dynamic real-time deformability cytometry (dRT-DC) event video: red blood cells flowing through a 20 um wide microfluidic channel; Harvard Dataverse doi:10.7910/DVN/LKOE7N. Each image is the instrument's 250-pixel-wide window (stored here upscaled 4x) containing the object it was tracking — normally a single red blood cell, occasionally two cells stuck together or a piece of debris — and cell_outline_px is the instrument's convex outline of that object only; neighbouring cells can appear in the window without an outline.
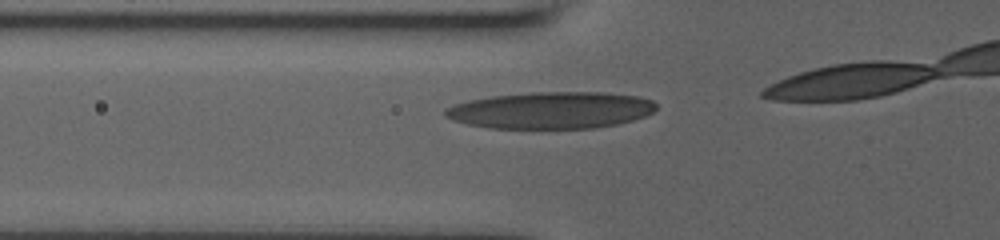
{"species": "human", "species_latin": "Homo sapiens", "temperature_condition": "room temperature", "stored_images_in_passage": 10, "camera_frame_rate_fps": 3000, "um_per_image_px": 0.085, "donor": {"sex": "male"}, "frame": {"image": 1, "passage_image": 5, "time_ms": 1.333, "image_size_px": [1000, 240], "cell_outline_px": [[656, 108], [652, 112], [644, 116], [632, 120], [616, 124], [592, 128], [492, 128], [468, 124], [452, 120], [444, 116], [444, 112], [448, 108], [456, 104], [468, 100], [492, 96], [532, 92], [604, 92], [640, 96], [652, 100], [656, 104]], "centroid_in_image_um": [46.85, 9.36], "position_along_channel_um": 78.9, "area_um2": 45.14}}
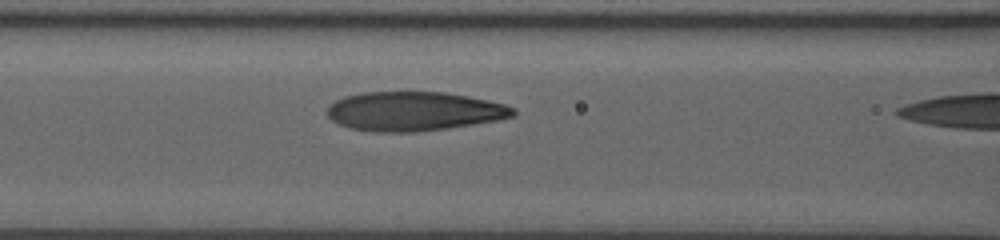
{"frame": {"image": 2, "passage_image": 9, "time_ms": 2.667, "image_size_px": [1000, 240], "cell_outline_px": [[516, 116], [500, 120], [416, 132], [376, 132], [348, 128], [332, 120], [328, 116], [328, 104], [344, 96], [360, 92], [444, 92], [468, 96], [488, 100], [504, 104], [516, 108]], "centroid_in_image_um": [35.19, 9.45], "position_along_channel_um": 131.4, "area_um2": 42.6}}